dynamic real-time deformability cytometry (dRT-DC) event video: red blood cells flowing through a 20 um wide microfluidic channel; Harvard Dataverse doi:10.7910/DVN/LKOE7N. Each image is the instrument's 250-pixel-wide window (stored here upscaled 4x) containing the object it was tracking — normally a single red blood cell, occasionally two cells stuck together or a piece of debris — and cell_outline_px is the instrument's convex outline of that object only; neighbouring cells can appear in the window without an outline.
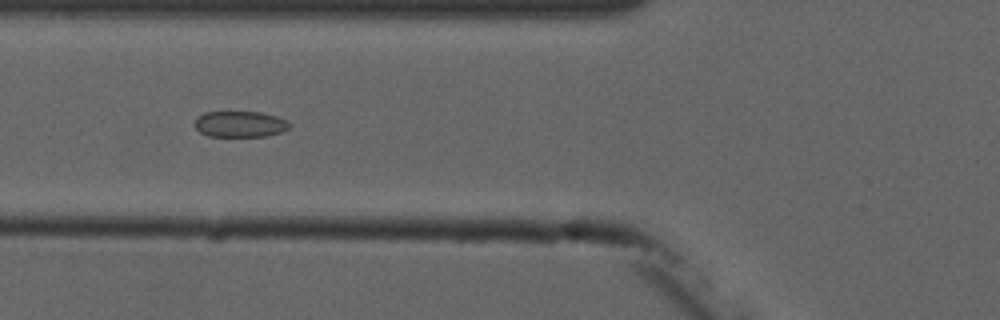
{"species": "common noctule bat (a hibernating species)", "species_latin": "Nyctalus noctula", "temperature_condition": "cold", "stored_images_in_passage": 10, "camera_frame_rate_fps": 3000, "um_per_image_px": 0.085, "animal": {"sex": "male", "forearm_length_mm": 52.5}, "frame": {"image": 1, "passage_image": 6, "time_ms": 6.667, "image_size_px": [1000, 320], "cell_outline_px": [[292, 128], [268, 136], [208, 136], [200, 132], [192, 124], [204, 112], [260, 112], [276, 116], [288, 120], [292, 124]], "centroid_in_image_um": [20.45, 10.55], "position_along_channel_um": 105.4, "area_um2": 14.51}}
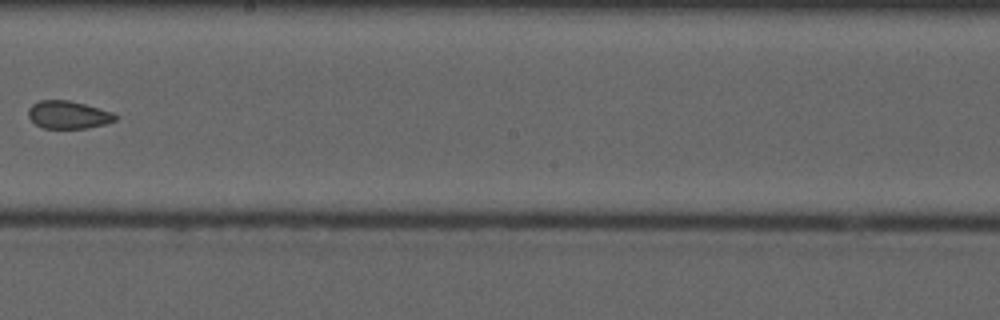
{"frame": {"image": 2, "passage_image": 9, "time_ms": 10.333, "image_size_px": [1000, 320], "cell_outline_px": [[120, 116], [116, 120], [104, 124], [88, 128], [44, 128], [36, 124], [28, 116], [28, 108], [32, 104], [40, 100], [68, 100], [84, 104], [112, 112]], "centroid_in_image_um": [5.81, 9.75], "position_along_channel_um": 242.4, "area_um2": 14.05}}
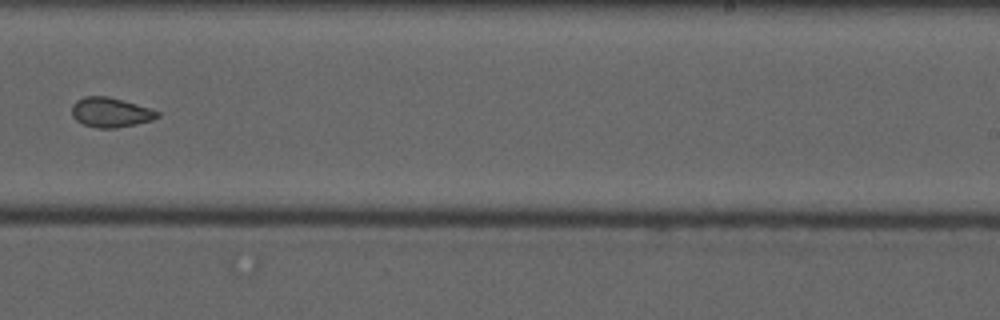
{"frame": {"image": 3, "passage_image": 10, "time_ms": 11.333, "image_size_px": [1000, 320], "cell_outline_px": [[160, 116], [152, 120], [136, 124], [116, 128], [96, 128], [84, 124], [76, 120], [72, 116], [72, 104], [76, 100], [84, 96], [108, 96], [136, 104], [160, 112]], "centroid_in_image_um": [9.38, 9.55], "position_along_channel_um": 279.6, "area_um2": 14.8}}